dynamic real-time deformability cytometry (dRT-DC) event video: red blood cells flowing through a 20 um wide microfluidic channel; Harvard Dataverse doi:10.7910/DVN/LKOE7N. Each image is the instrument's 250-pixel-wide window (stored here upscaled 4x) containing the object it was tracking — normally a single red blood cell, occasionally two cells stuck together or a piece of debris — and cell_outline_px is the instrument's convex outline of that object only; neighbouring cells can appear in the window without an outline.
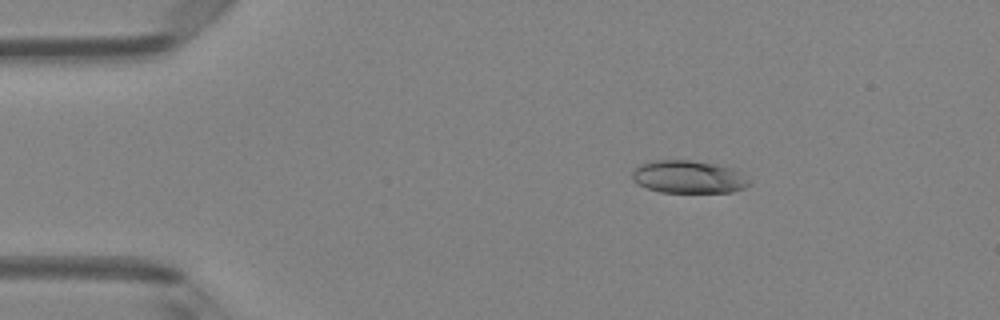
{"species": "Egyptian fruit bat (a non-hibernating species)", "species_latin": "Rousettus aegyptiacus", "temperature_condition": "room temperature", "stored_images_in_passage": 7, "camera_frame_rate_fps": 3000, "um_per_image_px": 0.085, "animal": {"sex": "female"}, "frame": {"image": 1, "passage_image": 3, "time_ms": 0.667, "image_size_px": [1000, 320], "cell_outline_px": [[752, 184], [744, 188], [732, 192], [660, 192], [636, 184], [632, 180], [632, 172], [640, 164], [656, 160], [692, 160], [732, 168], [740, 172], [752, 180]], "centroid_in_image_um": [58.54, 15.04], "position_along_channel_um": 26.5, "area_um2": 22.43}}
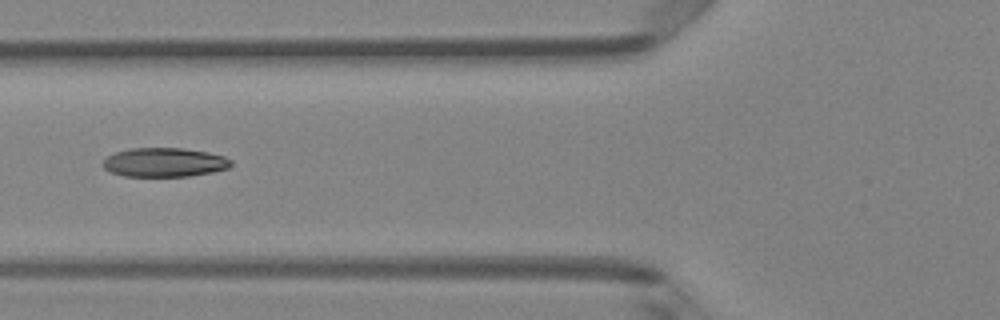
{"frame": {"image": 2, "passage_image": 6, "time_ms": 1.667, "image_size_px": [1000, 320], "cell_outline_px": [[232, 164], [228, 168], [212, 172], [188, 176], [124, 176], [108, 172], [100, 164], [108, 156], [116, 152], [132, 148], [184, 148], [208, 152], [224, 156], [232, 160]], "centroid_in_image_um": [13.96, 13.8], "position_along_channel_um": 111.8, "area_um2": 21.79}}
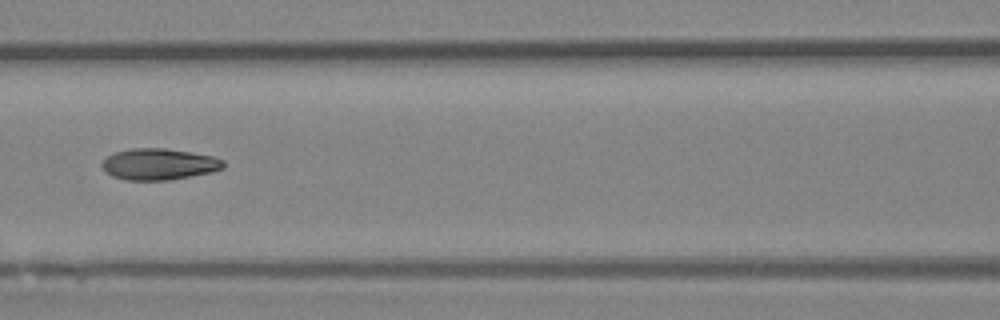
{"frame": {"image": 3, "passage_image": 7, "time_ms": 2.0, "image_size_px": [1000, 320], "cell_outline_px": [[224, 168], [212, 172], [168, 180], [124, 180], [112, 176], [100, 164], [112, 152], [132, 148], [164, 148], [192, 152], [212, 156], [224, 160]], "centroid_in_image_um": [13.51, 13.95], "position_along_channel_um": 153.1, "area_um2": 22.2}}